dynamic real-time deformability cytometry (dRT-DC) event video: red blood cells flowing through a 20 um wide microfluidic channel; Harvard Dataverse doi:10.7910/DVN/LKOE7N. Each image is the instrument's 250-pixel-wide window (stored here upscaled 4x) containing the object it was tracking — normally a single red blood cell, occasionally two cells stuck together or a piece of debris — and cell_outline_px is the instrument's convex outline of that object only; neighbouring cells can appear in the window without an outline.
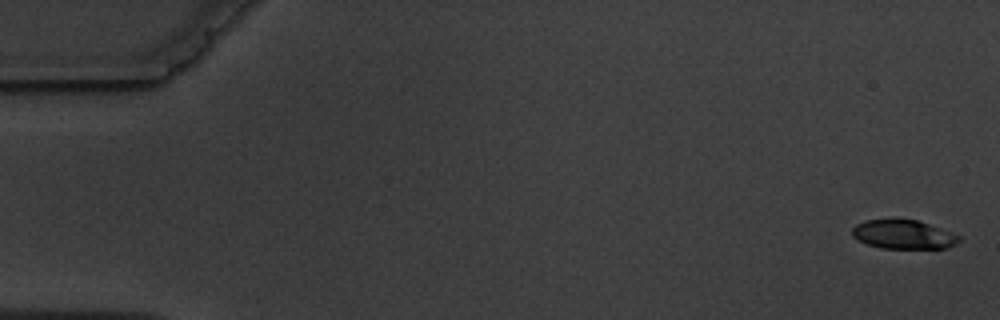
{"species": "common noctule bat (a hibernating species)", "species_latin": "Nyctalus noctula", "temperature_condition": "warm", "stored_images_in_passage": 13, "camera_frame_rate_fps": 3000, "um_per_image_px": 0.085, "animal": {"sex": "male", "body_mass_g": 19.5, "forearm_length_mm": 54.6}, "frame": {"image": 1, "passage_image": 1, "time_ms": 0.0, "image_size_px": [1000, 320], "cell_outline_px": [[960, 240], [956, 244], [944, 248], [880, 248], [868, 244], [852, 236], [852, 228], [856, 224], [864, 220], [892, 216], [896, 216], [916, 220], [952, 232], [960, 236]], "centroid_in_image_um": [76.74, 19.88], "position_along_channel_um": 8.3, "area_um2": 18.55}}
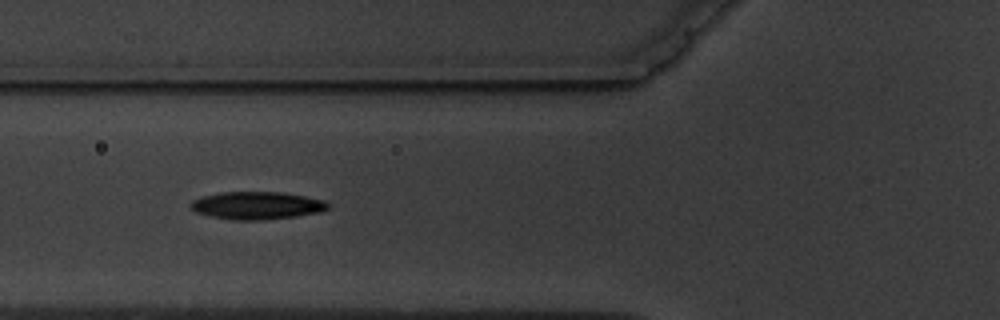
{"frame": {"image": 2, "passage_image": 6, "time_ms": 6.667, "image_size_px": [1000, 320], "cell_outline_px": [[328, 208], [320, 212], [296, 216], [264, 220], [232, 220], [208, 216], [196, 212], [188, 208], [188, 204], [192, 200], [204, 196], [220, 192], [280, 192], [304, 196], [324, 200], [328, 204]], "centroid_in_image_um": [21.77, 17.47], "position_along_channel_um": 104.0, "area_um2": 22.25}}
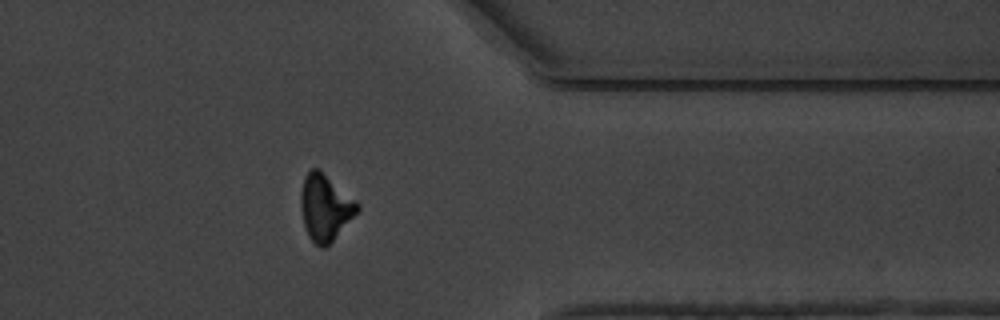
{"frame": {"image": 3, "passage_image": 13, "time_ms": 14.667, "image_size_px": [1000, 320], "cell_outline_px": [[360, 208], [332, 240], [324, 248], [320, 248], [308, 236], [304, 224], [300, 208], [300, 192], [304, 176], [312, 168], [320, 168], [356, 200], [360, 204]], "centroid_in_image_um": [27.61, 17.58], "position_along_channel_um": 383.8, "area_um2": 21.79}, "authors_computed_cell_mechanics": {"area_um2": 21.7906, "velocity_mm_per_s": 3.6412, "shape_relaxation_time_tau1_ms": 2.9648, "shape_relaxation_time_tau2_ms": 5.3393, "deformation_change_tau1": 0.1163, "deformation_change_tau2": 0.1367}}